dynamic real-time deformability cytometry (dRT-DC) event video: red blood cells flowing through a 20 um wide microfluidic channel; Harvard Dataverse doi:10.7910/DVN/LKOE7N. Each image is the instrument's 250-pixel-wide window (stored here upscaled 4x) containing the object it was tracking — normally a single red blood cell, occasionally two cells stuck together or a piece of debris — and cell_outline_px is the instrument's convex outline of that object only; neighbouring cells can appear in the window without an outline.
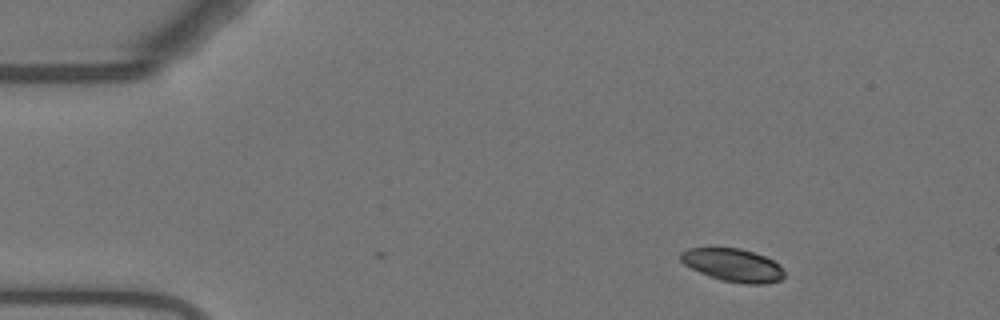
{"species": "Egyptian fruit bat (a non-hibernating species)", "species_latin": "Rousettus aegyptiacus", "temperature_condition": "warm", "stored_images_in_passage": 2, "camera_frame_rate_fps": 3000, "um_per_image_px": 0.085, "animal": {"sex": "female"}, "frame": {"image": 1, "passage_image": 2, "time_ms": 0.333, "image_size_px": [1000, 320], "cell_outline_px": [[784, 276], [780, 280], [764, 284], [748, 284], [720, 280], [708, 276], [684, 264], [680, 260], [680, 252], [688, 248], [740, 248], [764, 256], [772, 260], [784, 272]], "centroid_in_image_um": [62.27, 22.53], "position_along_channel_um": 22.7, "area_um2": 19.71}}